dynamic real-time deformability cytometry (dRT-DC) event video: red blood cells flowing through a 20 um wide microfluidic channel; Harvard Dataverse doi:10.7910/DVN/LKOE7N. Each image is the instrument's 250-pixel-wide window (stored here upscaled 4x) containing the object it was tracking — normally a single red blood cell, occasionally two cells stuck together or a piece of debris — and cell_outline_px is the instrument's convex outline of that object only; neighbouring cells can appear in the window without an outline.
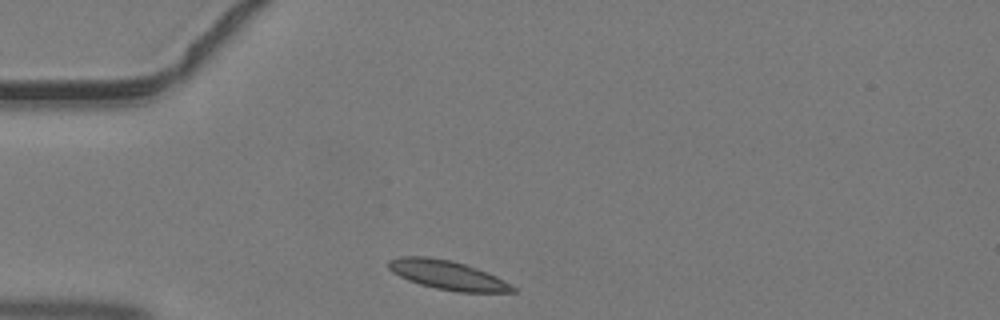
{"species": "common noctule bat (a hibernating species)", "species_latin": "Nyctalus noctula", "temperature_condition": "warm", "stored_images_in_passage": 34, "camera_frame_rate_fps": 3000, "um_per_image_px": 0.085, "animal": {"sex": "male", "body_mass_g": 19.2, "forearm_length_mm": 51.8}, "frame": {"image": 1, "passage_image": 1, "time_ms": 0.0, "image_size_px": [1000, 320], "cell_outline_px": [[516, 292], [460, 292], [436, 288], [420, 284], [408, 280], [392, 272], [388, 268], [388, 260], [400, 256], [428, 256], [452, 260], [476, 268], [496, 276], [516, 288]], "centroid_in_image_um": [38.0, 23.36], "position_along_channel_um": 47.0, "area_um2": 20.92}}
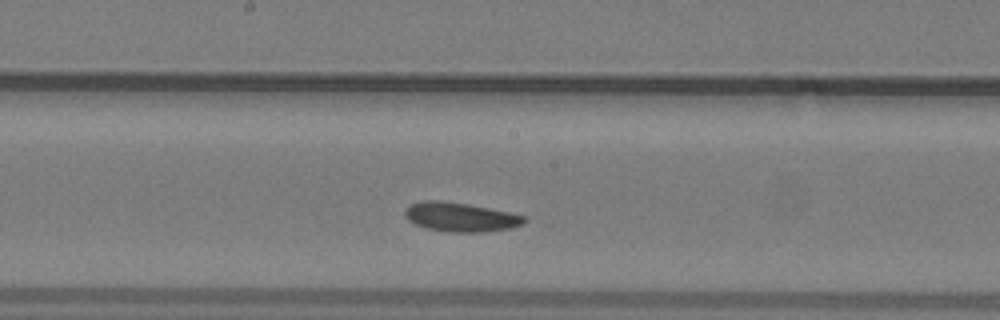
{"frame": {"image": 2, "passage_image": 13, "time_ms": 4.0, "image_size_px": [1000, 320], "cell_outline_px": [[528, 220], [512, 228], [484, 232], [452, 232], [428, 228], [416, 224], [408, 220], [404, 212], [412, 204], [424, 200], [440, 200], [468, 204], [508, 212], [524, 216]], "centroid_in_image_um": [39.16, 18.45], "position_along_channel_um": 209.0, "area_um2": 19.94}}
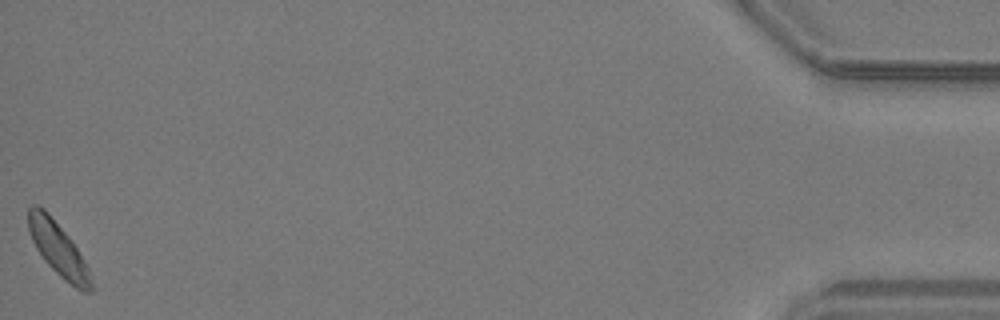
{"frame": {"image": 3, "passage_image": 34, "time_ms": 11.0, "image_size_px": [1000, 320], "cell_outline_px": [[92, 292], [84, 292], [76, 288], [64, 280], [44, 260], [36, 248], [28, 232], [28, 204], [40, 204], [48, 212], [72, 240], [88, 268], [92, 284]], "centroid_in_image_um": [4.91, 21.12], "position_along_channel_um": 430.3, "area_um2": 19.59}}